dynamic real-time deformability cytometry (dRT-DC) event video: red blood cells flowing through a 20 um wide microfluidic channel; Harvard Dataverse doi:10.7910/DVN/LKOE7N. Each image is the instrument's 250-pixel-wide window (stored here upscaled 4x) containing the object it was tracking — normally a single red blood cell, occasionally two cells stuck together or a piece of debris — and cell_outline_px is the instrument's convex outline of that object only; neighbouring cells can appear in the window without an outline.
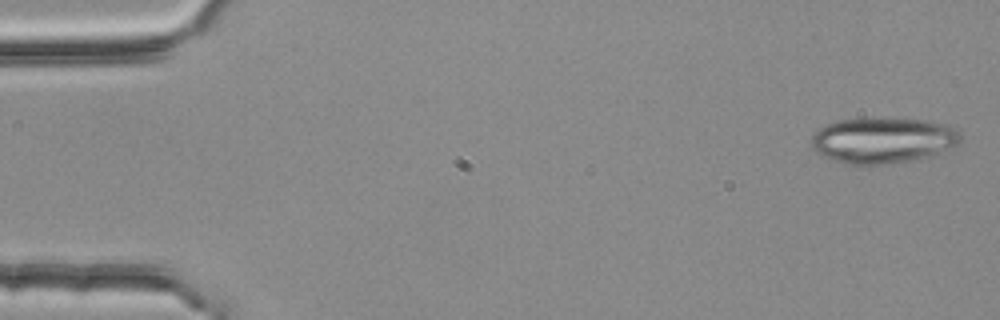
{"species": "common noctule bat (a hibernating species)", "species_latin": "Nyctalus noctula", "temperature_condition": "room temperature", "stored_images_in_passage": 3, "camera_frame_rate_fps": 3000, "um_per_image_px": 0.085, "animal": {"sex": "female", "body_mass_g": 25.1}, "frame": {"image": 1, "passage_image": 1, "time_ms": 0.0, "image_size_px": [1000, 320], "cell_outline_px": [[960, 140], [956, 144], [936, 152], [924, 156], [908, 160], [884, 164], [848, 164], [824, 156], [816, 152], [812, 148], [812, 136], [824, 124], [836, 120], [924, 120], [948, 124], [956, 128], [960, 132]], "centroid_in_image_um": [75.0, 11.92], "position_along_channel_um": 10.0, "area_um2": 38.49}}